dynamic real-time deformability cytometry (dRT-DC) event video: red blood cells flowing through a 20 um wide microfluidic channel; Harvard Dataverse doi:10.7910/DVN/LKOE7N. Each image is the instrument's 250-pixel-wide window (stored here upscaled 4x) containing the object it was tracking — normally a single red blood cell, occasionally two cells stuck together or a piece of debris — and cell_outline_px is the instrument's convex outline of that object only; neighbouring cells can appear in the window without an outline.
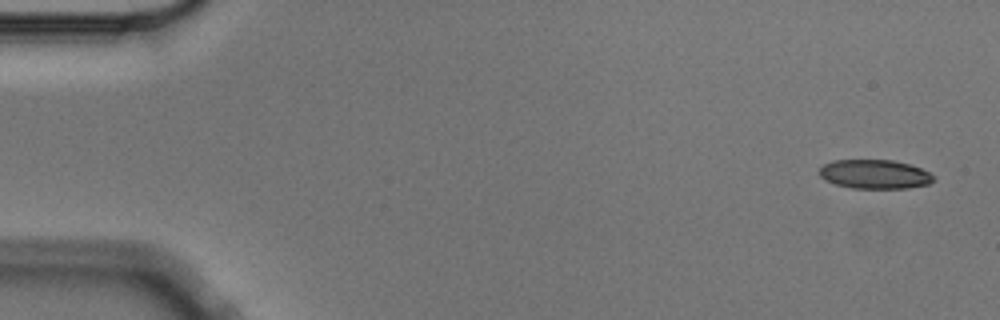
{"species": "Egyptian fruit bat (a non-hibernating species)", "species_latin": "Rousettus aegyptiacus", "temperature_condition": "cold", "stored_images_in_passage": 4, "camera_frame_rate_fps": 3000, "um_per_image_px": 0.085, "animal": {"sex": "male"}, "frame": {"image": 1, "passage_image": 1, "time_ms": 0.0, "image_size_px": [1000, 320], "cell_outline_px": [[936, 180], [928, 184], [908, 188], [852, 188], [836, 184], [824, 180], [820, 176], [820, 168], [824, 164], [832, 160], [892, 160], [908, 164], [920, 168], [936, 176]], "centroid_in_image_um": [74.36, 14.81], "position_along_channel_um": 10.6, "area_um2": 19.36}}
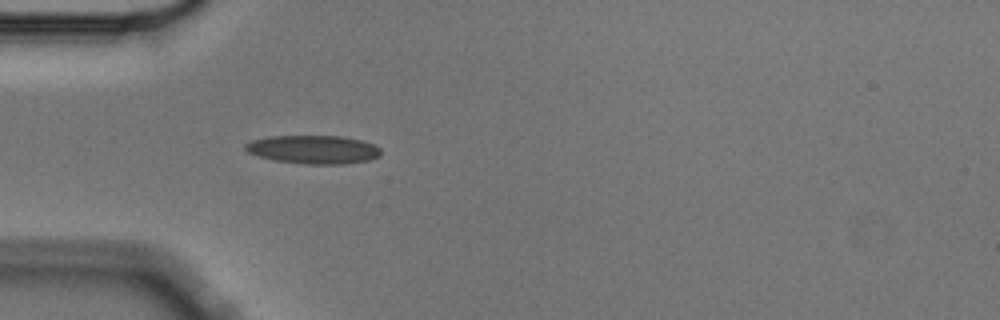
{"frame": {"image": 2, "passage_image": 4, "time_ms": 1.0, "image_size_px": [1000, 320], "cell_outline_px": [[380, 156], [368, 160], [344, 164], [304, 164], [276, 160], [260, 156], [248, 152], [244, 148], [244, 144], [252, 140], [268, 136], [340, 136], [364, 140], [380, 148]], "centroid_in_image_um": [26.65, 12.7], "position_along_channel_um": 58.4, "area_um2": 22.43}}